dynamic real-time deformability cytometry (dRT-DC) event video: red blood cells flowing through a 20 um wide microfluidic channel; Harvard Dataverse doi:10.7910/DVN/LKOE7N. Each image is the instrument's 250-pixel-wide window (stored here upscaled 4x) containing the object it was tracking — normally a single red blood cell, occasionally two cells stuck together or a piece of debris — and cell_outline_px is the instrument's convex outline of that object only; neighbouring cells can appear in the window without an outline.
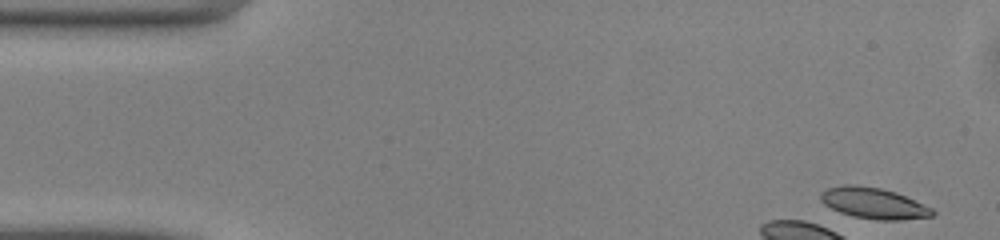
{"species": "common noctule bat (a hibernating species)", "species_latin": "Nyctalus noctula", "temperature_condition": "warm", "stored_images_in_passage": 3, "camera_frame_rate_fps": 3000, "um_per_image_px": 0.085, "animal": {"sex": "male", "body_mass_g": 13.0, "forearm_length_mm": 53.1}, "frame": {"image": 1, "passage_image": 1, "time_ms": 0.0, "image_size_px": [1000, 240], "cell_outline_px": [[936, 212], [932, 216], [900, 220], [876, 220], [852, 216], [840, 212], [824, 204], [820, 200], [820, 192], [828, 188], [844, 184], [856, 184], [880, 188], [896, 192], [932, 208]], "centroid_in_image_um": [74.24, 17.27], "position_along_channel_um": 10.8, "area_um2": 20.23}}